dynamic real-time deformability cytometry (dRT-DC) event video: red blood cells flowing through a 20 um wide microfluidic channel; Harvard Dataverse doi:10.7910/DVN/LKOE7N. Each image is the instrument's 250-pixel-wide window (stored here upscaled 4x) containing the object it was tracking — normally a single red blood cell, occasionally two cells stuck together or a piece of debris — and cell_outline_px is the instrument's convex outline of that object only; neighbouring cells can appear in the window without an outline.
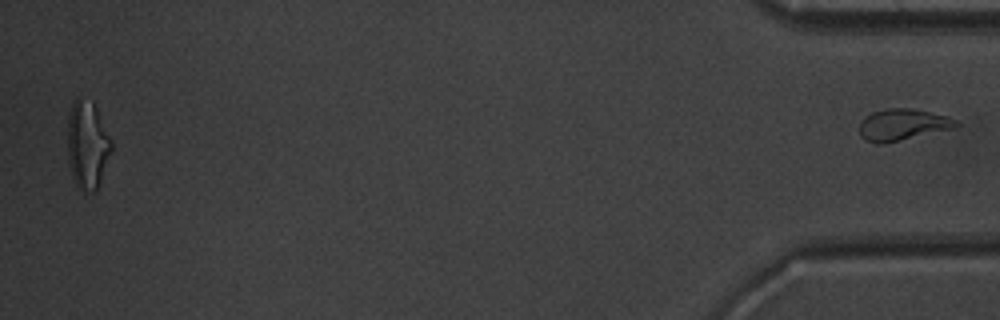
{"species": "common noctule bat (a hibernating species)", "species_latin": "Nyctalus noctula", "temperature_condition": "warm", "stored_images_in_passage": 51, "segment_of_instrument_passage": [2, 2], "camera_frame_rate_fps": 3000, "um_per_image_px": 0.085, "animal": {"sex": "male", "body_mass_g": 20.1, "forearm_length_mm": 53.5}, "frame": {"image": 1, "passage_image": 51, "time_ms": 16.667, "image_size_px": [1000, 320], "cell_outline_px": [[960, 124], [956, 128], [884, 144], [876, 144], [860, 136], [860, 120], [864, 116], [872, 112], [888, 108], [908, 108], [948, 116], [956, 120]], "centroid_in_image_um": [76.72, 10.6], "position_along_channel_um": 358.5, "area_um2": 17.86}}